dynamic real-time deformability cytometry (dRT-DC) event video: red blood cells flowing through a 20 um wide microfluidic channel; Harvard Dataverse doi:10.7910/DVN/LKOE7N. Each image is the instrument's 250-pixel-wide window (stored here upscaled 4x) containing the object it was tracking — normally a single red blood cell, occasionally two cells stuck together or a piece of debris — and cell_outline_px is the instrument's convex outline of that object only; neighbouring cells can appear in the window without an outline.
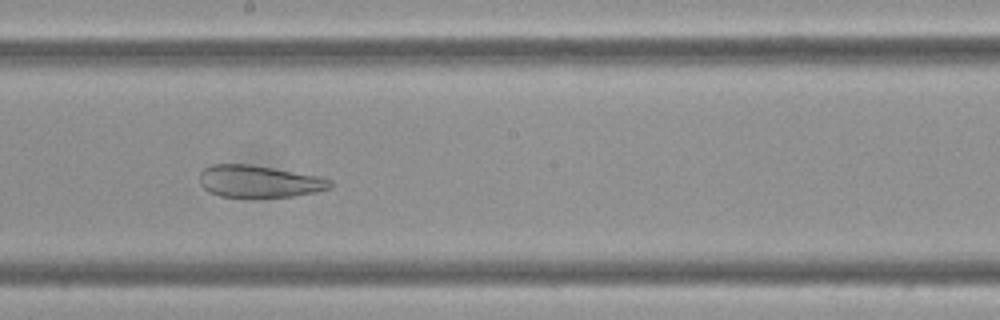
{"species": "Egyptian fruit bat (a non-hibernating species)", "species_latin": "Rousettus aegyptiacus", "temperature_condition": "cold", "stored_images_in_passage": 59, "camera_frame_rate_fps": 3000, "um_per_image_px": 0.085, "frame": {"image": 1, "passage_image": 33, "time_ms": 10.667, "image_size_px": [1000, 320], "cell_outline_px": [[332, 188], [316, 192], [296, 196], [252, 200], [220, 196], [208, 192], [200, 184], [200, 172], [204, 168], [212, 164], [248, 164], [272, 168], [316, 176], [332, 180]], "centroid_in_image_um": [21.99, 15.47], "position_along_channel_um": 226.2, "area_um2": 25.2}}
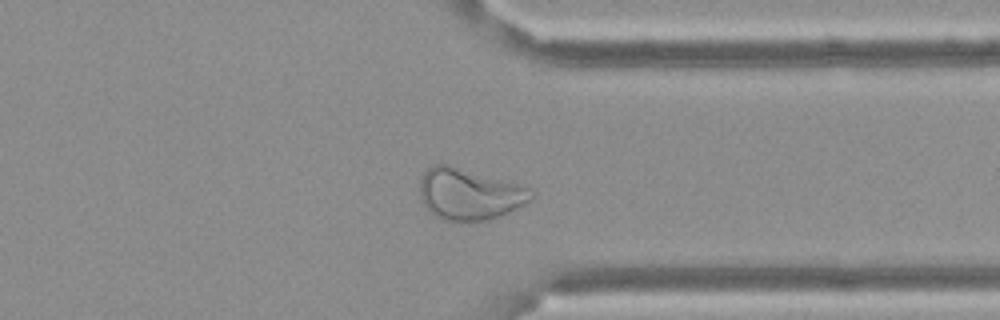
{"frame": {"image": 2, "passage_image": 46, "time_ms": 15.0, "image_size_px": [1000, 320], "cell_outline_px": [[532, 200], [508, 212], [488, 220], [444, 220], [428, 212], [420, 200], [420, 180], [424, 172], [432, 164], [448, 164], [516, 184], [528, 188], [532, 196]], "centroid_in_image_um": [39.81, 16.5], "position_along_channel_um": 371.6, "area_um2": 32.83}}
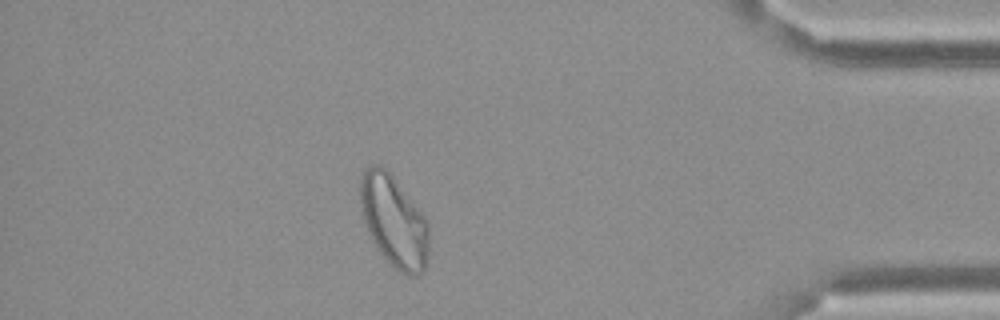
{"frame": {"image": 3, "passage_image": 52, "time_ms": 17.0, "image_size_px": [1000, 320], "cell_outline_px": [[428, 260], [424, 272], [416, 276], [408, 276], [400, 272], [388, 264], [380, 252], [368, 232], [364, 224], [360, 204], [360, 172], [364, 168], [372, 164], [380, 164], [392, 176], [428, 220]], "centroid_in_image_um": [33.47, 18.82], "position_along_channel_um": 401.7, "area_um2": 36.99}}